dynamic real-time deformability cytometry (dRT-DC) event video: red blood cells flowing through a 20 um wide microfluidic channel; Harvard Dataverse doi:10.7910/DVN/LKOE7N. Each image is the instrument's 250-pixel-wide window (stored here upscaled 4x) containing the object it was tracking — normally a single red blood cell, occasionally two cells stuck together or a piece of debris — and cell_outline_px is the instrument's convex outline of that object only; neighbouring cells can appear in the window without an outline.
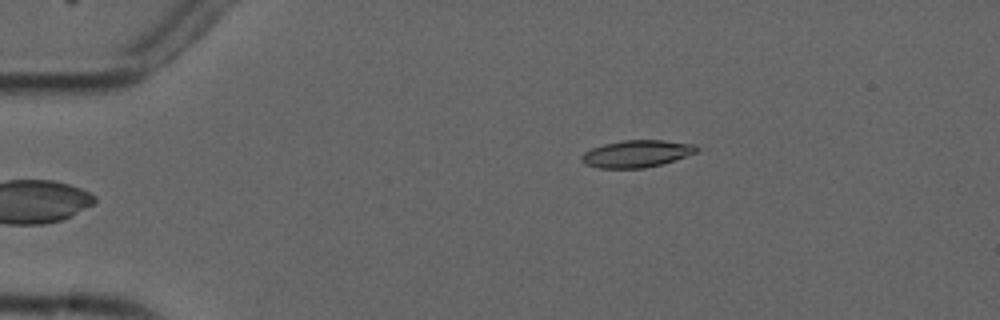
{"species": "common noctule bat (a hibernating species)", "species_latin": "Nyctalus noctula", "temperature_condition": "cold", "stored_images_in_passage": 6, "camera_frame_rate_fps": 3000, "um_per_image_px": 0.085, "animal": {"sex": "male", "forearm_length_mm": 52.5}, "frame": {"image": 1, "passage_image": 6, "time_ms": 6.0, "image_size_px": [1000, 320], "cell_outline_px": [[708, 148], [660, 164], [644, 168], [600, 168], [584, 164], [580, 160], [580, 156], [584, 152], [592, 148], [604, 144], [624, 140], [664, 140], [696, 144]], "centroid_in_image_um": [54.16, 13.05], "position_along_channel_um": 30.8, "area_um2": 18.32}}